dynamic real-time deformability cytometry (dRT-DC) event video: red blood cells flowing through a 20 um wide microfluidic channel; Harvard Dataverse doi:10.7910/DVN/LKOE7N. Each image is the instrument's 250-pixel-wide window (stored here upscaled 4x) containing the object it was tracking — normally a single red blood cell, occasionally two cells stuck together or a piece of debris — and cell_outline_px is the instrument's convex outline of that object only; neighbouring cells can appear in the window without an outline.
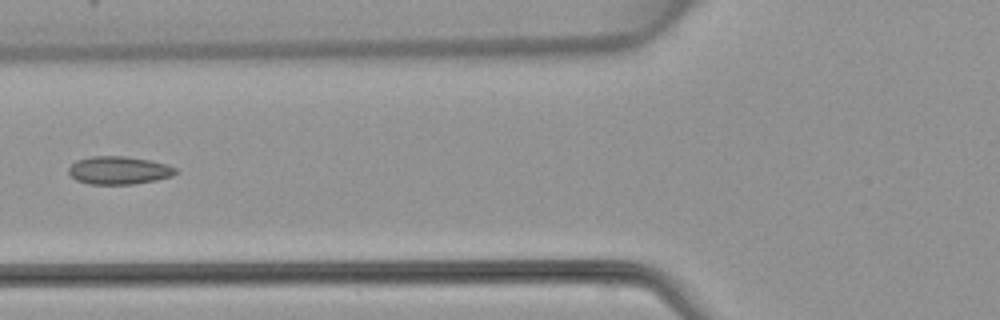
{"species": "common noctule bat (a hibernating species)", "species_latin": "Nyctalus noctula", "temperature_condition": "warm", "stored_images_in_passage": 4, "camera_frame_rate_fps": 3000, "um_per_image_px": 0.085, "animal": {"sex": "female", "body_mass_g": 22.7, "forearm_length_mm": 54.2}, "frame": {"image": 1, "passage_image": 4, "time_ms": 4.667, "image_size_px": [1000, 320], "cell_outline_px": [[180, 172], [172, 176], [156, 180], [132, 184], [88, 184], [76, 180], [68, 172], [68, 168], [76, 160], [92, 156], [124, 156], [148, 160], [168, 164], [176, 168]], "centroid_in_image_um": [10.12, 14.48], "position_along_channel_um": 115.7, "area_um2": 17.51}}